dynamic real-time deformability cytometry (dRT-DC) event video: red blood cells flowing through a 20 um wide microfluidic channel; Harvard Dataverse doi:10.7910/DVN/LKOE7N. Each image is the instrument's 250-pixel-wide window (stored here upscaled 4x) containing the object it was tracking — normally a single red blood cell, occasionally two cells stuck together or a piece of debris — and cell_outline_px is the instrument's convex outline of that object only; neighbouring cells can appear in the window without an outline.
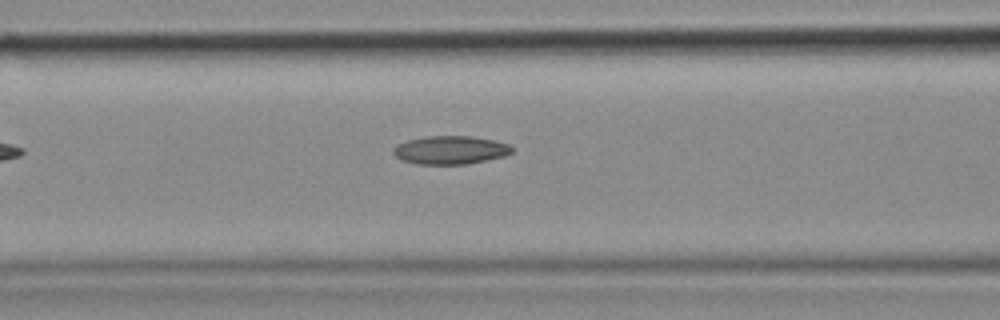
{"species": "common noctule bat (a hibernating species)", "species_latin": "Nyctalus noctula", "temperature_condition": "cold", "stored_images_in_passage": 5, "camera_frame_rate_fps": 3000, "um_per_image_px": 0.085, "animal": {"sex": "female", "body_mass_g": 18.4}, "frame": {"image": 1, "passage_image": 5, "time_ms": 1.333, "image_size_px": [1000, 320], "cell_outline_px": [[512, 152], [504, 156], [468, 164], [416, 164], [400, 160], [392, 152], [392, 148], [396, 144], [408, 140], [424, 136], [472, 136], [492, 140], [508, 144], [512, 148]], "centroid_in_image_um": [38.22, 12.75], "position_along_channel_um": 128.4, "area_um2": 19.65}}